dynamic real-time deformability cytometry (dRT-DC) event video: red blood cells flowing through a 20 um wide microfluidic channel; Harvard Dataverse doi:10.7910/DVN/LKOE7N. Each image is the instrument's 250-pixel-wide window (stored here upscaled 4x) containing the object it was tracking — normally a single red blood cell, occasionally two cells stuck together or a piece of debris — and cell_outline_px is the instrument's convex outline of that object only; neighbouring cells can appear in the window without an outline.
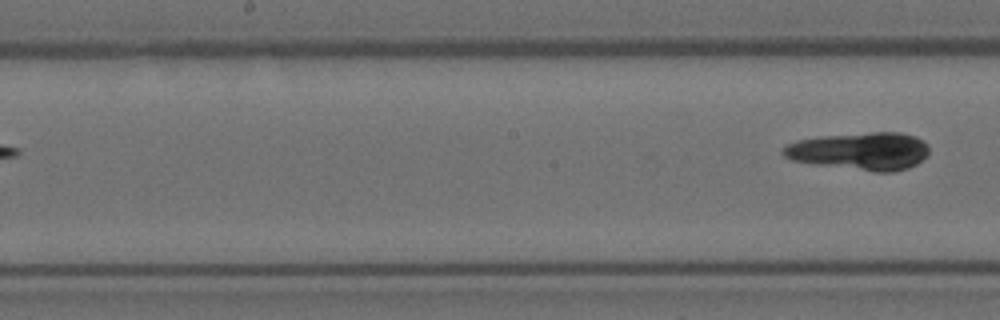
{"species": "Egyptian fruit bat (a non-hibernating species)", "species_latin": "Rousettus aegyptiacus", "temperature_condition": "room temperature", "stored_images_in_passage": 6, "segment_of_instrument_passage": [2, 2], "camera_frame_rate_fps": 3000, "um_per_image_px": 0.085, "animal": {"sex": "female"}, "frame": {"image": 1, "passage_image": 6, "time_ms": 1.667, "image_size_px": [1000, 320], "cell_outline_px": [[928, 152], [916, 164], [908, 168], [892, 172], [872, 172], [812, 164], [792, 160], [784, 156], [780, 152], [784, 144], [796, 140], [816, 136], [872, 132], [900, 132], [916, 136], [928, 144]], "centroid_in_image_um": [73.05, 12.84], "position_along_channel_um": 175.1, "area_um2": 32.54}}